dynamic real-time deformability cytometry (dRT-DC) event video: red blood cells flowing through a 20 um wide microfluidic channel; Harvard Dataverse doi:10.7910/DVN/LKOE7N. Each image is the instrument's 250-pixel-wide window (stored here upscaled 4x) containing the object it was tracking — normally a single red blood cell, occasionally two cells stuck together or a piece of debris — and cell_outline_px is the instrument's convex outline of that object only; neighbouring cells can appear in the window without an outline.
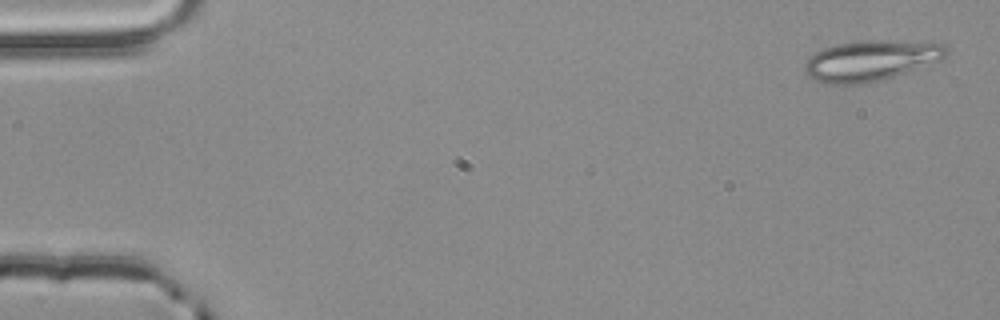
{"species": "common noctule bat (a hibernating species)", "species_latin": "Nyctalus noctula", "temperature_condition": "room temperature", "stored_images_in_passage": 4, "camera_frame_rate_fps": 3000, "um_per_image_px": 0.085, "animal": {"sex": "male", "body_mass_g": 20.4}, "frame": {"image": 1, "passage_image": 1, "time_ms": 0.0, "image_size_px": [1000, 320], "cell_outline_px": [[948, 52], [940, 60], [880, 80], [860, 84], [824, 84], [812, 80], [804, 72], [804, 64], [816, 52], [824, 48], [836, 44], [860, 40], [880, 40], [944, 44], [948, 48]], "centroid_in_image_um": [73.94, 5.15], "position_along_channel_um": 11.1, "area_um2": 33.06}}